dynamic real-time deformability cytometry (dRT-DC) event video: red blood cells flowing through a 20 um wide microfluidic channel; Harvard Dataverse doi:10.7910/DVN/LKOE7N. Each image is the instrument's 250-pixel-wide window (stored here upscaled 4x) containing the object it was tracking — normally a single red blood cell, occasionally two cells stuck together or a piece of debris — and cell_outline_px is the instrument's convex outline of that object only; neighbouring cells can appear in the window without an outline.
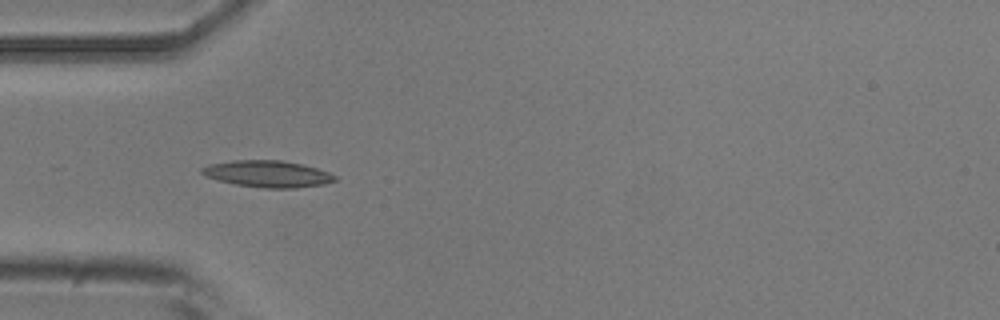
{"species": "common noctule bat (a hibernating species)", "species_latin": "Nyctalus noctula", "temperature_condition": "room temperature", "stored_images_in_passage": 10, "camera_frame_rate_fps": 3000, "um_per_image_px": 0.085, "animal": {"sex": "male", "body_mass_g": 20.5, "forearm_length_mm": 52.5}, "frame": {"image": 1, "passage_image": 4, "time_ms": 4.333, "image_size_px": [1000, 320], "cell_outline_px": [[336, 180], [324, 184], [296, 188], [264, 188], [236, 184], [204, 176], [200, 172], [200, 168], [208, 164], [232, 160], [280, 160], [300, 164], [316, 168], [328, 172], [336, 176]], "centroid_in_image_um": [22.71, 14.77], "position_along_channel_um": 62.3, "area_um2": 20.58}}
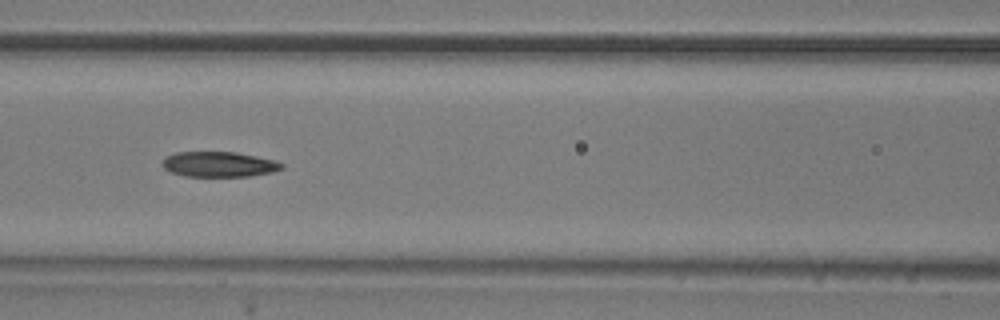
{"frame": {"image": 2, "passage_image": 6, "time_ms": 6.667, "image_size_px": [1000, 320], "cell_outline_px": [[284, 168], [272, 172], [248, 176], [184, 176], [172, 172], [164, 168], [160, 164], [168, 156], [176, 152], [236, 152], [276, 160], [284, 164]], "centroid_in_image_um": [18.64, 13.96], "position_along_channel_um": 148.0, "area_um2": 17.51}}
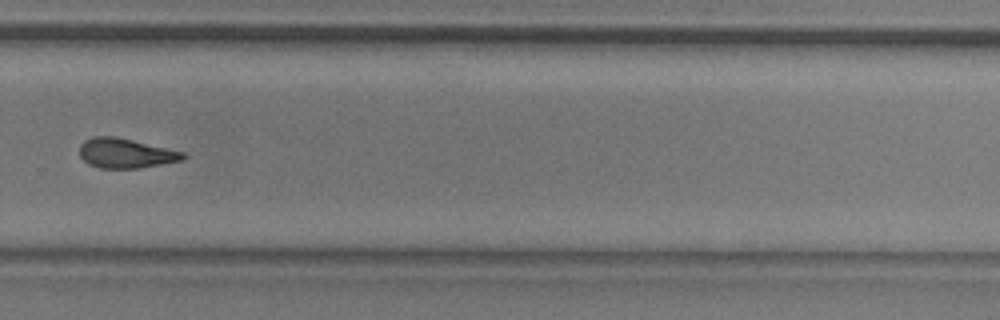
{"frame": {"image": 3, "passage_image": 10, "time_ms": 11.333, "image_size_px": [1000, 320], "cell_outline_px": [[188, 156], [184, 160], [140, 168], [100, 168], [88, 164], [80, 156], [80, 144], [84, 140], [92, 136], [112, 136], [132, 140], [184, 152]], "centroid_in_image_um": [10.68, 13.03], "position_along_channel_um": 319.1, "area_um2": 17.92}}